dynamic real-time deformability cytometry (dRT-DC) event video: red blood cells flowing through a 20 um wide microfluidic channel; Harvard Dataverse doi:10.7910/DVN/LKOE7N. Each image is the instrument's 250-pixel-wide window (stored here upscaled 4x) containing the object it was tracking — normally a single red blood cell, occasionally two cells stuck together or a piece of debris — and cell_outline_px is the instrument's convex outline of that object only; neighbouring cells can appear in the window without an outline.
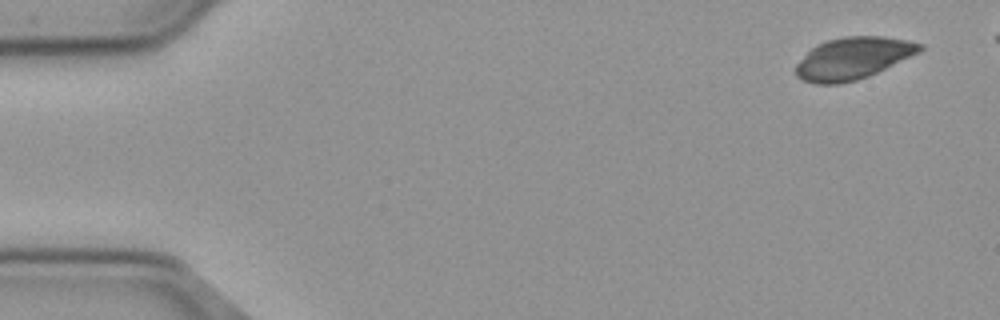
{"species": "common noctule bat (a hibernating species)", "species_latin": "Nyctalus noctula", "temperature_condition": "cold", "stored_images_in_passage": 49, "camera_frame_rate_fps": 3000, "um_per_image_px": 0.085, "animal": {"sex": "male", "body_mass_g": 23.1, "forearm_length_mm": 52.7}, "frame": {"image": 1, "passage_image": 1, "time_ms": 0.0, "image_size_px": [1000, 320], "cell_outline_px": [[924, 48], [920, 52], [868, 76], [856, 80], [840, 84], [816, 84], [804, 80], [796, 76], [796, 64], [816, 44], [828, 40], [844, 36], [884, 36], [908, 40], [924, 44]], "centroid_in_image_um": [72.52, 4.94], "position_along_channel_um": 12.5, "area_um2": 30.23}}